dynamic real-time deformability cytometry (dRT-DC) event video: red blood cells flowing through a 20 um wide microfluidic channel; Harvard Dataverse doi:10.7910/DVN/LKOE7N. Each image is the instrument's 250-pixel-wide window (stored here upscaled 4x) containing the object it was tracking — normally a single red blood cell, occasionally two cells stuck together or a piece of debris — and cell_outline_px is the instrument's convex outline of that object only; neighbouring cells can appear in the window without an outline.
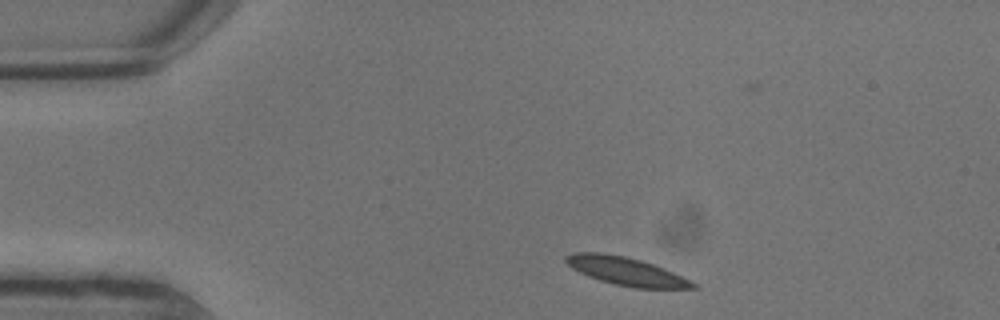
{"species": "common noctule bat (a hibernating species)", "species_latin": "Nyctalus noctula", "temperature_condition": "warm", "stored_images_in_passage": 3, "camera_frame_rate_fps": 3000, "um_per_image_px": 0.085, "animal": {"sex": "male", "body_mass_g": 13.3}, "frame": {"image": 1, "passage_image": 1, "time_ms": 0.0, "image_size_px": [1000, 320], "cell_outline_px": [[696, 288], [636, 288], [616, 284], [600, 280], [588, 276], [572, 268], [564, 260], [564, 256], [576, 252], [600, 252], [624, 256], [640, 260], [664, 268], [696, 284]], "centroid_in_image_um": [53.16, 23.04], "position_along_channel_um": 31.8, "area_um2": 20.4}}